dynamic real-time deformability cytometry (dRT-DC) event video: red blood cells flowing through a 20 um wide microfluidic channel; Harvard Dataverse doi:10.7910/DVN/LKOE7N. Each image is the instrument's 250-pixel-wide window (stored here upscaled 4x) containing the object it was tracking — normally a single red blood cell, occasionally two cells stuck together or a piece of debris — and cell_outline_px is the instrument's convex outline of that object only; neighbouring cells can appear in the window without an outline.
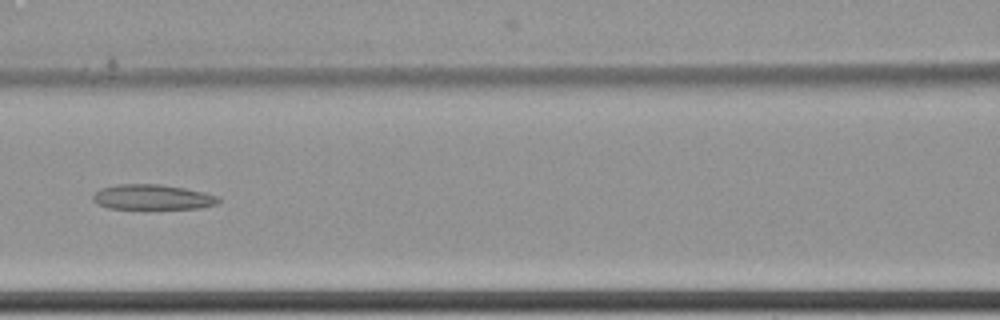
{"species": "common noctule bat (a hibernating species)", "species_latin": "Nyctalus noctula", "temperature_condition": "cold", "stored_images_in_passage": 9, "camera_frame_rate_fps": 3000, "um_per_image_px": 0.085, "animal": {"sex": "female", "body_mass_g": 22.7, "forearm_length_mm": 54.2}, "frame": {"image": 1, "passage_image": 9, "time_ms": 2.667, "image_size_px": [1000, 320], "cell_outline_px": [[220, 204], [200, 208], [108, 208], [96, 204], [92, 200], [92, 196], [100, 188], [116, 184], [160, 184], [184, 188], [204, 192], [220, 196]], "centroid_in_image_um": [12.97, 16.75], "position_along_channel_um": 153.6, "area_um2": 18.5}}